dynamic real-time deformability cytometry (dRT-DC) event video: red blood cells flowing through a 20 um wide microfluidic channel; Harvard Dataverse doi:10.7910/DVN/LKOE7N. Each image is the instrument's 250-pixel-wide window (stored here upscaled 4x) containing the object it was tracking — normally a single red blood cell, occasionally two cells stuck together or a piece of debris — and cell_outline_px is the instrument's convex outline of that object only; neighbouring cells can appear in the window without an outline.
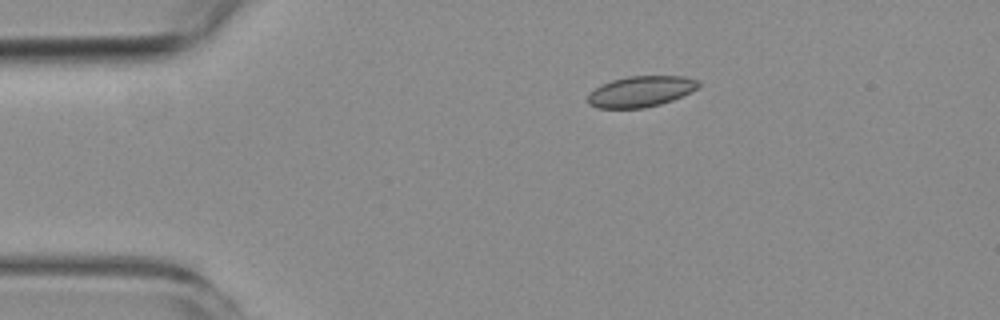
{"species": "common noctule bat (a hibernating species)", "species_latin": "Nyctalus noctula", "temperature_condition": "room temperature", "stored_images_in_passage": 5, "camera_frame_rate_fps": 3000, "um_per_image_px": 0.085, "animal": {"sex": "female", "body_mass_g": 19.3, "forearm_length_mm": 54.1}, "frame": {"image": 1, "passage_image": 1, "time_ms": 0.0, "image_size_px": [1000, 320], "cell_outline_px": [[700, 88], [672, 100], [660, 104], [644, 108], [596, 108], [588, 104], [588, 96], [596, 88], [612, 80], [628, 76], [684, 76], [700, 80]], "centroid_in_image_um": [54.52, 7.77], "position_along_channel_um": 30.5, "area_um2": 19.88}}
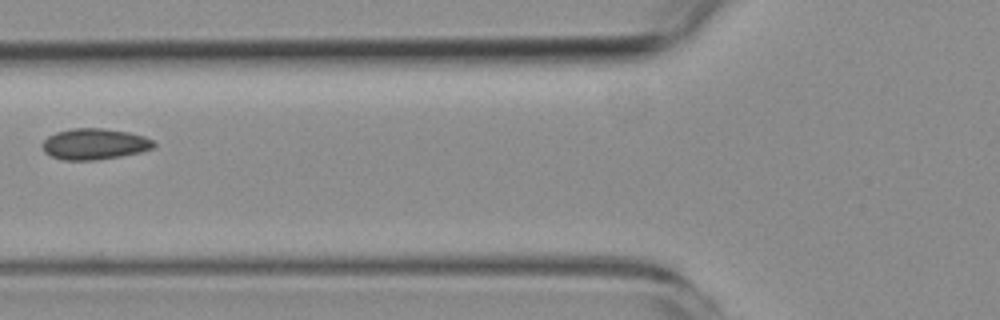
{"frame": {"image": 2, "passage_image": 4, "time_ms": 3.667, "image_size_px": [1000, 320], "cell_outline_px": [[156, 144], [152, 148], [140, 152], [120, 156], [96, 160], [64, 160], [52, 156], [44, 152], [40, 144], [48, 136], [56, 132], [72, 128], [104, 128], [128, 132], [144, 136], [152, 140]], "centroid_in_image_um": [8.0, 12.24], "position_along_channel_um": 117.8, "area_um2": 20.17}}
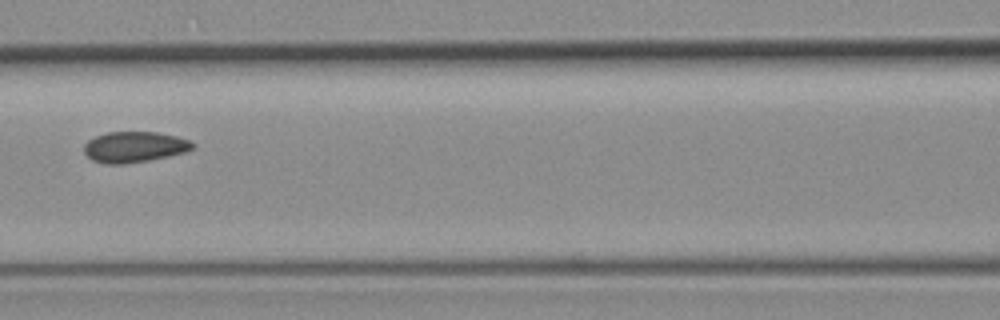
{"frame": {"image": 3, "passage_image": 5, "time_ms": 4.667, "image_size_px": [1000, 320], "cell_outline_px": [[196, 144], [192, 148], [184, 152], [168, 156], [148, 160], [124, 164], [104, 164], [92, 160], [84, 152], [84, 144], [88, 140], [96, 136], [108, 132], [156, 132], [176, 136], [188, 140]], "centroid_in_image_um": [11.39, 12.49], "position_along_channel_um": 155.2, "area_um2": 19.36}}